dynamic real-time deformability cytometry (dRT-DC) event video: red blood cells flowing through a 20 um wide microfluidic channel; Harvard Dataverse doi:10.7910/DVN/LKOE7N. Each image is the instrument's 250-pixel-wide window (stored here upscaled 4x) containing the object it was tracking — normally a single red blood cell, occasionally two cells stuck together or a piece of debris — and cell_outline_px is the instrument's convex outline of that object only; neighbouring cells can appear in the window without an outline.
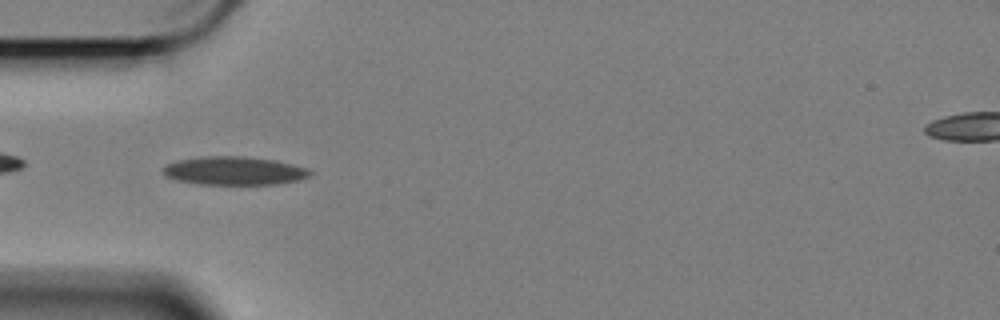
{"species": "Egyptian fruit bat (a non-hibernating species)", "species_latin": "Rousettus aegyptiacus", "temperature_condition": "cold", "stored_images_in_passage": 42, "camera_frame_rate_fps": 3000, "um_per_image_px": 0.085, "animal": {"sex": "female"}, "frame": {"image": 1, "passage_image": 2, "time_ms": 0.333, "image_size_px": [1000, 320], "cell_outline_px": [[312, 172], [308, 176], [296, 180], [276, 184], [200, 184], [176, 180], [164, 176], [164, 164], [176, 160], [200, 156], [244, 156], [276, 160], [308, 168]], "centroid_in_image_um": [19.86, 14.5], "position_along_channel_um": 65.1, "area_um2": 24.39}}
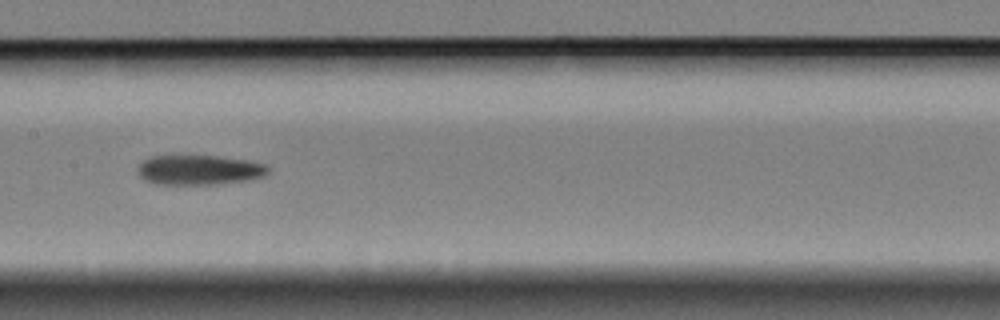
{"frame": {"image": 2, "passage_image": 13, "time_ms": 4.0, "image_size_px": [1000, 320], "cell_outline_px": [[268, 172], [264, 176], [248, 180], [216, 184], [156, 184], [144, 180], [136, 172], [136, 168], [148, 156], [172, 152], [216, 156], [248, 160], [264, 164], [268, 168]], "centroid_in_image_um": [16.82, 14.39], "position_along_channel_um": 190.6, "area_um2": 23.64}}
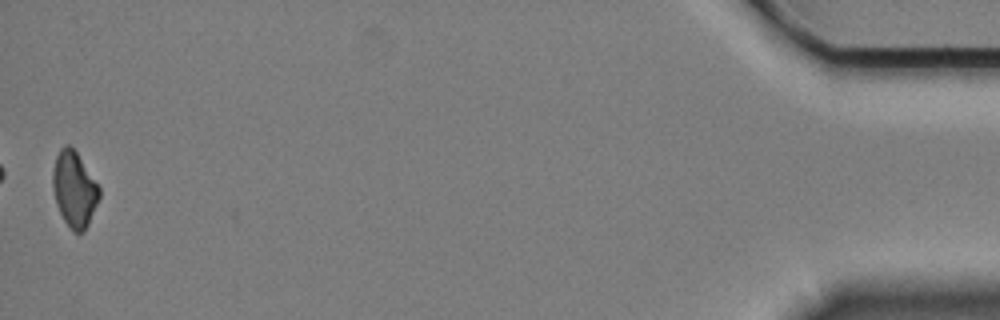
{"frame": {"image": 3, "passage_image": 42, "time_ms": 13.667, "image_size_px": [1000, 320], "cell_outline_px": [[100, 196], [88, 224], [84, 232], [72, 232], [64, 220], [56, 204], [52, 188], [52, 172], [56, 156], [60, 148], [64, 144], [68, 144], [76, 152], [100, 188]], "centroid_in_image_um": [6.29, 16.09], "position_along_channel_um": 428.9, "area_um2": 20.35}, "authors_computed_cell_mechanics": {"area_um2": 23.2645, "velocity_mm_per_s": 3.4066, "shape_relaxation_time_tau1_ms": 6.8661, "shape_relaxation_time_tau2_ms": null, "deformation_change_tau1": 0.1307, "deformation_change_tau2": null}}